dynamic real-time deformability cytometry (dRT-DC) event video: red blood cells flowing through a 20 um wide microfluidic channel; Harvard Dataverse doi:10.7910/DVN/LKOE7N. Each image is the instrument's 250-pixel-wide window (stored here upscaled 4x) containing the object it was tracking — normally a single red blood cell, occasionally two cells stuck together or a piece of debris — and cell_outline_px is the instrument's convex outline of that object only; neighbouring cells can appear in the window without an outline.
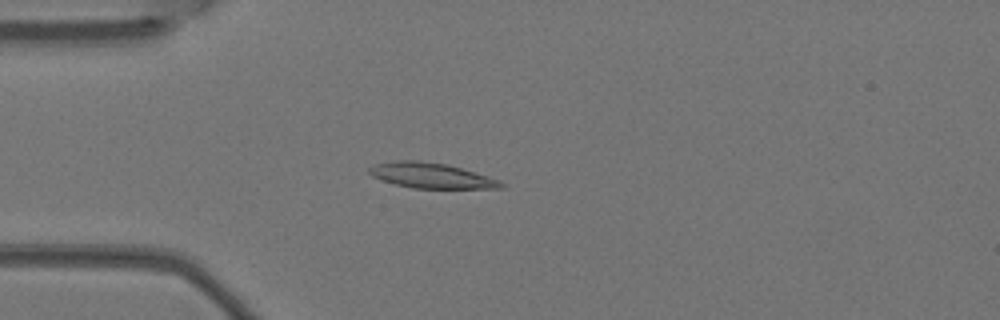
{"species": "Egyptian fruit bat (a non-hibernating species)", "species_latin": "Rousettus aegyptiacus", "temperature_condition": "warm", "stored_images_in_passage": 4, "camera_frame_rate_fps": 3000, "um_per_image_px": 0.085, "animal": {"sex": "female"}, "frame": {"image": 1, "passage_image": 4, "time_ms": 1.0, "image_size_px": [1000, 320], "cell_outline_px": [[504, 188], [412, 188], [396, 184], [372, 176], [368, 172], [368, 168], [376, 164], [396, 160], [420, 160], [448, 164], [500, 180], [504, 184]], "centroid_in_image_um": [36.65, 14.91], "position_along_channel_um": 48.3, "area_um2": 19.31}}